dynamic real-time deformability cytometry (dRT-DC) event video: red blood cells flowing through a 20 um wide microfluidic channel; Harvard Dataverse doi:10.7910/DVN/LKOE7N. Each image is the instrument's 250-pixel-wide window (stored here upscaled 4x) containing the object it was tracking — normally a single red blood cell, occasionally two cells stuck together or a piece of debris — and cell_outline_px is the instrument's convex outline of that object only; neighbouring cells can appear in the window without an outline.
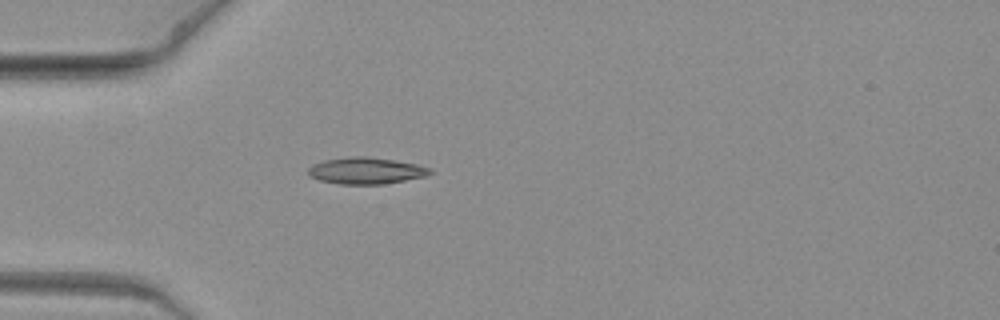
{"species": "common noctule bat (a hibernating species)", "species_latin": "Nyctalus noctula", "temperature_condition": "warm", "stored_images_in_passage": 5, "camera_frame_rate_fps": 3000, "um_per_image_px": 0.085, "animal": {"sex": "female", "body_mass_g": 19.3, "forearm_length_mm": 54.1}, "frame": {"image": 1, "passage_image": 1, "time_ms": 0.0, "image_size_px": [1000, 320], "cell_outline_px": [[432, 172], [424, 176], [384, 184], [340, 184], [320, 180], [308, 176], [308, 168], [324, 160], [352, 156], [368, 156], [416, 164], [432, 168]], "centroid_in_image_um": [31.1, 14.51], "position_along_channel_um": 53.9, "area_um2": 18.67}}
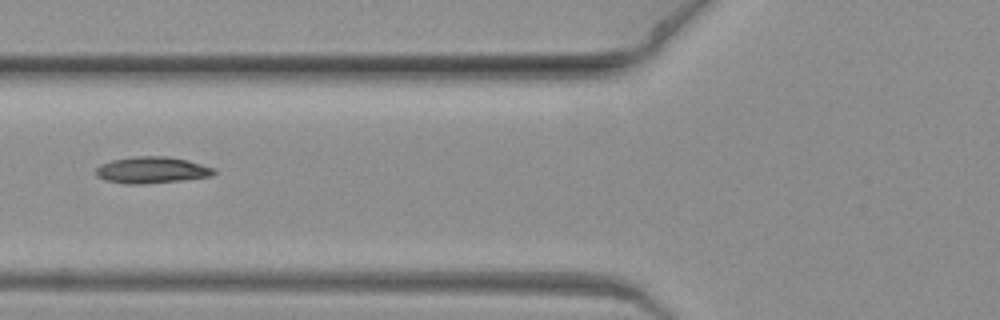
{"frame": {"image": 2, "passage_image": 3, "time_ms": 0.667, "image_size_px": [1000, 320], "cell_outline_px": [[216, 172], [212, 176], [180, 180], [144, 184], [124, 184], [104, 180], [96, 176], [96, 168], [100, 164], [112, 160], [132, 156], [168, 156], [188, 160], [216, 168]], "centroid_in_image_um": [12.89, 14.45], "position_along_channel_um": 112.9, "area_um2": 18.44}}
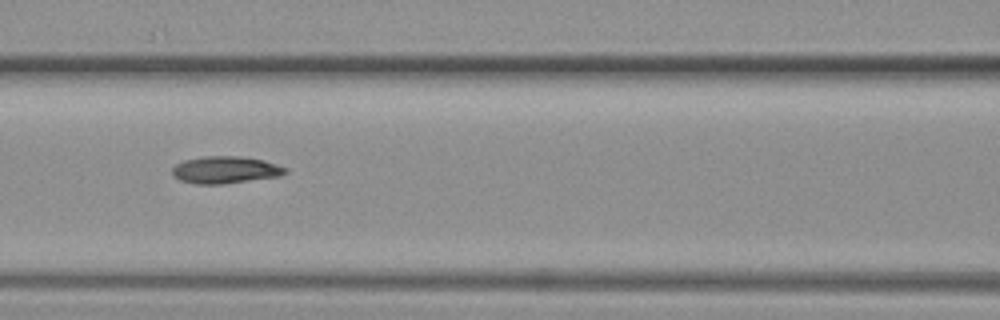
{"frame": {"image": 3, "passage_image": 4, "time_ms": 1.0, "image_size_px": [1000, 320], "cell_outline_px": [[288, 172], [280, 176], [224, 184], [196, 184], [180, 180], [172, 176], [172, 168], [176, 164], [184, 160], [204, 156], [240, 156], [264, 160], [288, 168]], "centroid_in_image_um": [19.16, 14.44], "position_along_channel_um": 147.4, "area_um2": 18.03}}